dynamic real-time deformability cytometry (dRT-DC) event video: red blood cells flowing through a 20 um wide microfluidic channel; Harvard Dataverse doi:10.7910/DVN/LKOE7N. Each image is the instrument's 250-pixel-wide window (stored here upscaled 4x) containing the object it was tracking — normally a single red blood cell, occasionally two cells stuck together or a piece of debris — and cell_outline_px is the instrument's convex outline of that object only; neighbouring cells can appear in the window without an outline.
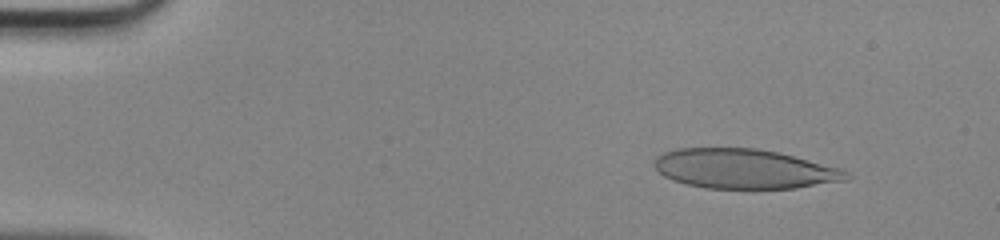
{"species": "human", "species_latin": "Homo sapiens", "temperature_condition": "room temperature", "stored_images_in_passage": 46, "camera_frame_rate_fps": 3000, "um_per_image_px": 0.085, "donor": {"sex": "male"}, "frame": {"image": 1, "passage_image": 5, "time_ms": 1.333, "image_size_px": [1000, 240], "cell_outline_px": [[852, 176], [844, 180], [796, 188], [704, 188], [672, 180], [664, 176], [652, 164], [656, 156], [664, 152], [676, 148], [756, 148], [776, 152], [840, 168], [848, 172]], "centroid_in_image_um": [63.21, 14.35], "position_along_channel_um": 21.8, "area_um2": 44.04}}
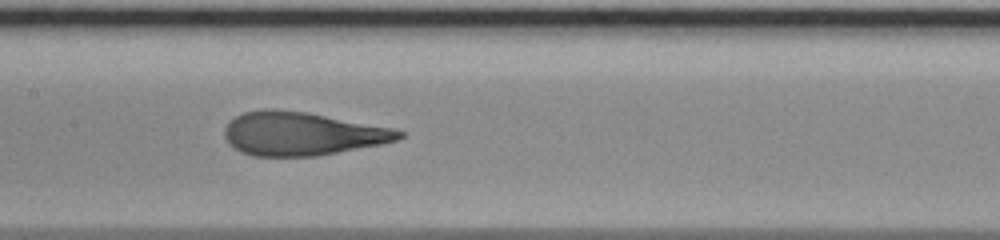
{"frame": {"image": 2, "passage_image": 23, "time_ms": 7.333, "image_size_px": [1000, 240], "cell_outline_px": [[404, 136], [396, 140], [380, 144], [316, 156], [252, 156], [240, 152], [232, 148], [224, 136], [224, 128], [236, 116], [244, 112], [264, 108], [276, 108], [308, 112], [392, 128], [404, 132]], "centroid_in_image_um": [25.61, 11.36], "position_along_channel_um": 181.8, "area_um2": 44.16}}
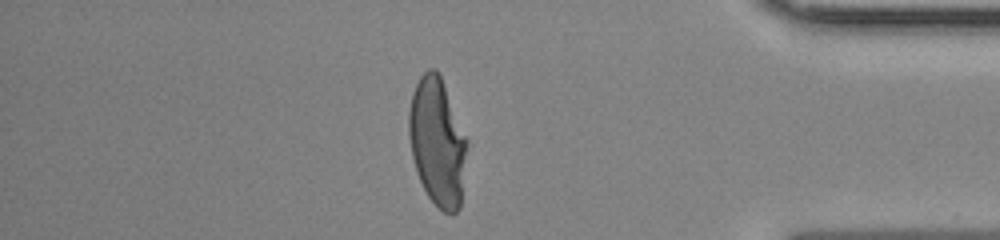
{"frame": {"image": 3, "passage_image": 40, "time_ms": 13.0, "image_size_px": [1000, 240], "cell_outline_px": [[468, 140], [460, 208], [452, 216], [444, 212], [428, 196], [416, 172], [412, 156], [408, 136], [408, 112], [412, 92], [420, 76], [428, 68], [436, 68], [440, 72]], "centroid_in_image_um": [37.17, 12.02], "position_along_channel_um": 398.0, "area_um2": 43.81}}